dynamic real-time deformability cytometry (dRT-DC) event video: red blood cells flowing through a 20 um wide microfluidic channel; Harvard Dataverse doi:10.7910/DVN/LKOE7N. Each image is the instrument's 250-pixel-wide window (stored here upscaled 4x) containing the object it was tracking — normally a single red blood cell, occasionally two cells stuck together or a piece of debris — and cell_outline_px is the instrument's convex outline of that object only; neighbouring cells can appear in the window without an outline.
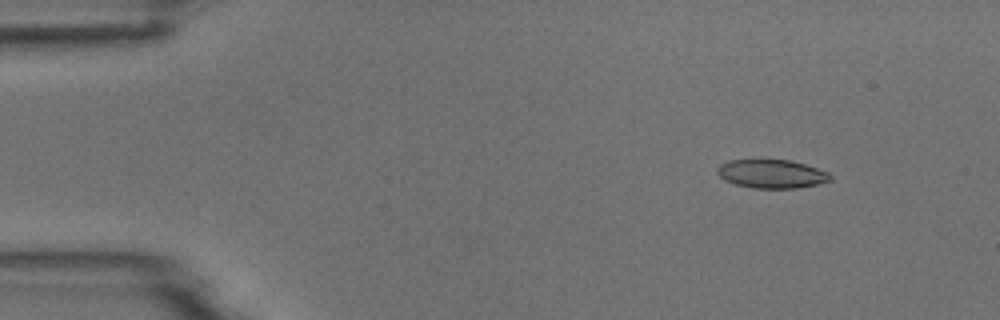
{"species": "common noctule bat (a hibernating species)", "species_latin": "Nyctalus noctula", "temperature_condition": "room temperature", "stored_images_in_passage": 5, "camera_frame_rate_fps": 3000, "um_per_image_px": 0.085, "animal": {"sex": "male", "body_mass_g": 18.8}, "frame": {"image": 1, "passage_image": 2, "time_ms": 1.333, "image_size_px": [1000, 320], "cell_outline_px": [[832, 180], [816, 184], [796, 188], [752, 188], [736, 184], [724, 180], [716, 172], [716, 168], [720, 164], [728, 160], [788, 160], [804, 164], [828, 172], [832, 176]], "centroid_in_image_um": [65.56, 14.78], "position_along_channel_um": 19.4, "area_um2": 18.73}}